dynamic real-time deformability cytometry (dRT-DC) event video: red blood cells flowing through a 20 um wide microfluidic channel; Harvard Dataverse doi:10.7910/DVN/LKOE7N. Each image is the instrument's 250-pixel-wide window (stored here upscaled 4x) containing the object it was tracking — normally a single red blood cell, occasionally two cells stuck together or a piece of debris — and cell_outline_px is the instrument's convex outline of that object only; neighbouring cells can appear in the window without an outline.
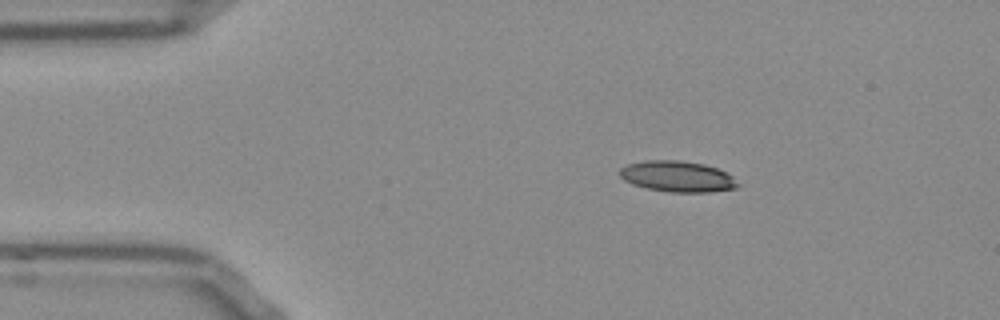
{"species": "Egyptian fruit bat (a non-hibernating species)", "species_latin": "Rousettus aegyptiacus", "temperature_condition": "room temperature", "stored_images_in_passage": 46, "segment_of_instrument_passage": [1, 2], "camera_frame_rate_fps": 3000, "um_per_image_px": 0.085, "frame": {"image": 1, "passage_image": 1, "time_ms": 0.0, "image_size_px": [1000, 320], "cell_outline_px": [[740, 184], [736, 188], [708, 192], [672, 192], [648, 188], [632, 184], [624, 180], [620, 176], [620, 168], [628, 164], [644, 160], [680, 160], [704, 164], [728, 172]], "centroid_in_image_um": [57.59, 14.99], "position_along_channel_um": 27.4, "area_um2": 21.27}}
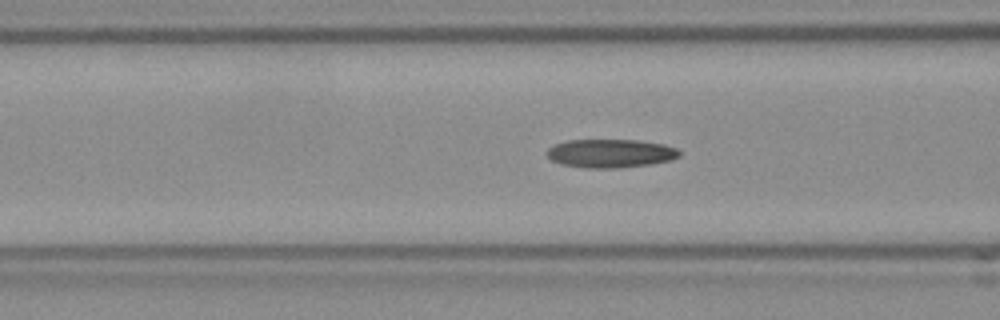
{"frame": {"image": 2, "passage_image": 12, "time_ms": 3.667, "image_size_px": [1000, 320], "cell_outline_px": [[680, 156], [672, 160], [652, 164], [620, 168], [584, 168], [560, 164], [552, 160], [544, 152], [548, 148], [556, 144], [568, 140], [636, 140], [664, 144], [676, 148], [680, 152]], "centroid_in_image_um": [51.89, 13.04], "position_along_channel_um": 114.7, "area_um2": 22.2}}
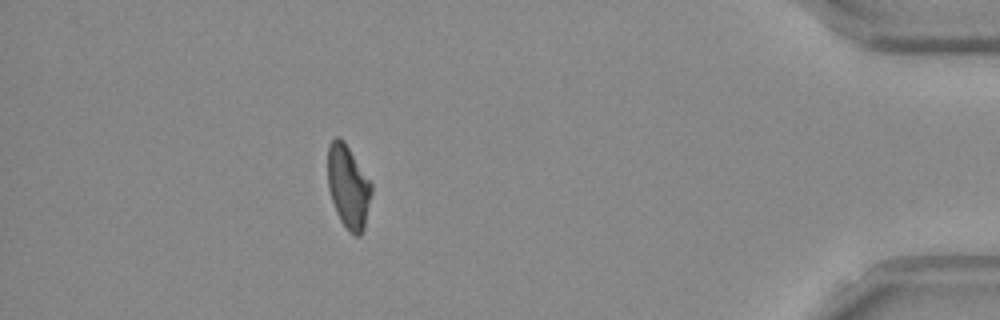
{"frame": {"image": 3, "passage_image": 39, "time_ms": 12.667, "image_size_px": [1000, 320], "cell_outline_px": [[372, 192], [364, 228], [360, 236], [356, 236], [340, 220], [336, 212], [328, 188], [328, 148], [332, 140], [336, 136], [340, 136], [344, 140], [372, 184]], "centroid_in_image_um": [29.6, 15.84], "position_along_channel_um": 405.6, "area_um2": 20.98}}